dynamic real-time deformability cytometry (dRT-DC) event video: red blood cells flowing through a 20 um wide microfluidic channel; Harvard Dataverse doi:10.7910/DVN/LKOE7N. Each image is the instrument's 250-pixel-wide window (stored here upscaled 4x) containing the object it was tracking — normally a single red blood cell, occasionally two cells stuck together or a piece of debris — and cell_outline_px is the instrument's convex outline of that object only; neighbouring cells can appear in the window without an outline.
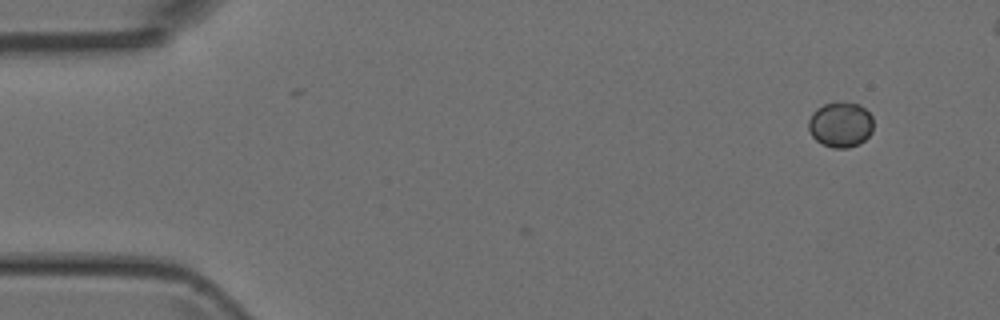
{"species": "Egyptian fruit bat (a non-hibernating species)", "species_latin": "Rousettus aegyptiacus", "temperature_condition": "room temperature", "stored_images_in_passage": 2, "camera_frame_rate_fps": 3000, "um_per_image_px": 0.085, "animal": {"sex": "female"}, "frame": {"image": 1, "passage_image": 2, "time_ms": 0.333, "image_size_px": [1000, 320], "cell_outline_px": [[872, 132], [860, 144], [848, 148], [832, 148], [816, 140], [812, 136], [808, 128], [808, 120], [812, 112], [816, 108], [824, 104], [856, 104], [864, 108], [872, 116]], "centroid_in_image_um": [71.43, 10.63], "position_along_channel_um": 13.6, "area_um2": 16.88}}